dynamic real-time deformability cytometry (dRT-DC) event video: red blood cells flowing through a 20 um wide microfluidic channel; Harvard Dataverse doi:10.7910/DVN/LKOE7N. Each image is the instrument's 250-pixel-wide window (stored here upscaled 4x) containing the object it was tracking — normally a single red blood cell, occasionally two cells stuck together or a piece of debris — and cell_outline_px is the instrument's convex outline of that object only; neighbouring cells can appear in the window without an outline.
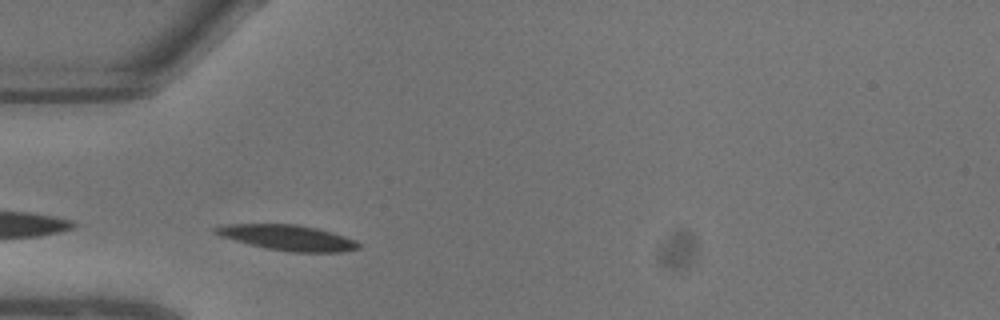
{"species": "common noctule bat (a hibernating species)", "species_latin": "Nyctalus noctula", "temperature_condition": "warm", "stored_images_in_passage": 7, "camera_frame_rate_fps": 3000, "um_per_image_px": 0.085, "animal": {"sex": "male", "body_mass_g": 13.3}, "frame": {"image": 1, "passage_image": 3, "time_ms": 0.667, "image_size_px": [1000, 320], "cell_outline_px": [[360, 248], [344, 252], [288, 252], [268, 248], [220, 236], [212, 232], [212, 228], [228, 224], [296, 224], [316, 228], [332, 232], [356, 240], [360, 244]], "centroid_in_image_um": [24.49, 20.2], "position_along_channel_um": 60.5, "area_um2": 21.1}}
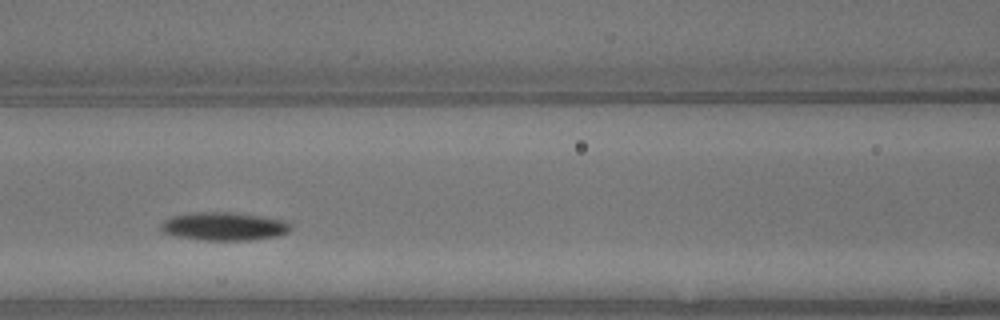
{"frame": {"image": 2, "passage_image": 6, "time_ms": 1.667, "image_size_px": [1000, 320], "cell_outline_px": [[292, 228], [288, 232], [276, 236], [248, 240], [204, 240], [176, 236], [164, 232], [160, 228], [160, 224], [164, 220], [172, 216], [196, 212], [232, 212], [288, 220], [292, 224]], "centroid_in_image_um": [19.08, 19.23], "position_along_channel_um": 147.5, "area_um2": 21.39}}
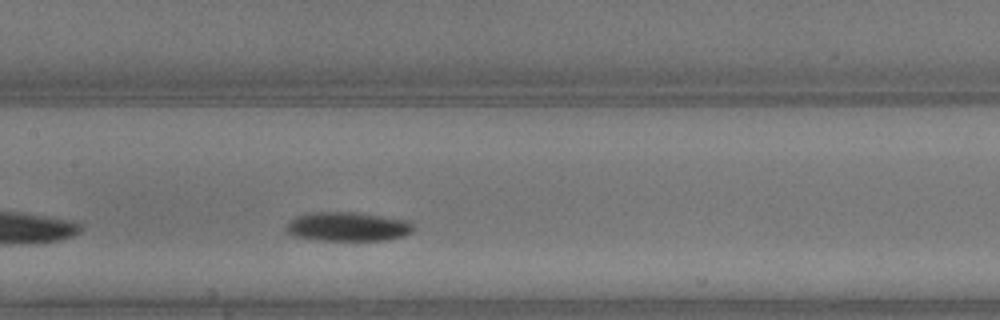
{"frame": {"image": 3, "passage_image": 7, "time_ms": 2.0, "image_size_px": [1000, 320], "cell_outline_px": [[416, 228], [412, 232], [404, 236], [384, 240], [320, 240], [296, 236], [288, 232], [284, 228], [296, 216], [308, 212], [356, 212], [384, 216], [408, 220]], "centroid_in_image_um": [29.6, 19.25], "position_along_channel_um": 177.8, "area_um2": 21.62}}